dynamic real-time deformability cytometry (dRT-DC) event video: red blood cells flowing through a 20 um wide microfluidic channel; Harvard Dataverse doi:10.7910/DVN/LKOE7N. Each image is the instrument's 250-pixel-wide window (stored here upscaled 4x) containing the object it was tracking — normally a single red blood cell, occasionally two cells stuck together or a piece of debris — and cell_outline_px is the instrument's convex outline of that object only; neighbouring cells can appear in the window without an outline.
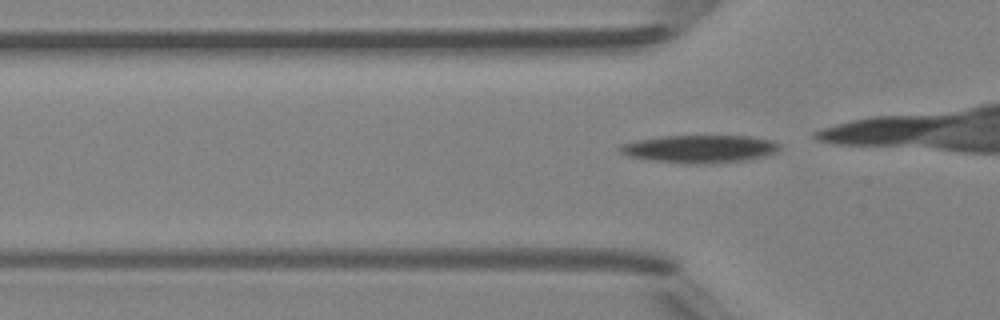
{"species": "Egyptian fruit bat (a non-hibernating species)", "species_latin": "Rousettus aegyptiacus", "temperature_condition": "room temperature", "stored_images_in_passage": 3, "segment_of_instrument_passage": [2, 2], "camera_frame_rate_fps": 3000, "um_per_image_px": 0.085, "animal": {"sex": "female"}, "frame": {"image": 1, "passage_image": 3, "time_ms": 2.333, "image_size_px": [1000, 320], "cell_outline_px": [[780, 148], [776, 152], [764, 156], [744, 160], [708, 164], [688, 164], [652, 160], [628, 156], [620, 152], [616, 148], [620, 144], [636, 140], [660, 136], [752, 136], [776, 140], [780, 144]], "centroid_in_image_um": [59.48, 12.65], "position_along_channel_um": 66.3, "area_um2": 26.13}}